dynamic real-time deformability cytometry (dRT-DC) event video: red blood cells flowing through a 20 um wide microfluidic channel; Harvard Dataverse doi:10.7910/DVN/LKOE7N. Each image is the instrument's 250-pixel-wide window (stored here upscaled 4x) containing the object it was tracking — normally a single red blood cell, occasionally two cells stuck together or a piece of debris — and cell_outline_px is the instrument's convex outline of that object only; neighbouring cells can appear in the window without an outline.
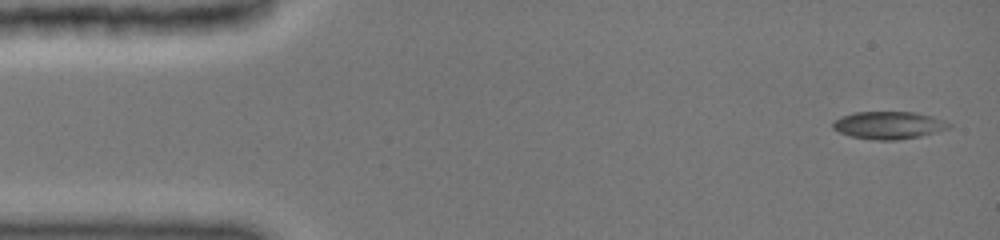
{"species": "common noctule bat (a hibernating species)", "species_latin": "Nyctalus noctula", "temperature_condition": "cold", "stored_images_in_passage": 9, "camera_frame_rate_fps": 3000, "um_per_image_px": 0.085, "animal": {"sex": "female", "body_mass_g": 19.0, "forearm_length_mm": 51.5}, "frame": {"image": 1, "passage_image": 1, "time_ms": 0.0, "image_size_px": [1000, 240], "cell_outline_px": [[952, 124], [948, 128], [936, 132], [920, 136], [896, 140], [876, 140], [848, 136], [832, 128], [832, 120], [840, 116], [852, 112], [916, 112], [932, 116], [944, 120]], "centroid_in_image_um": [75.49, 10.63], "position_along_channel_um": 9.5, "area_um2": 18.79}}
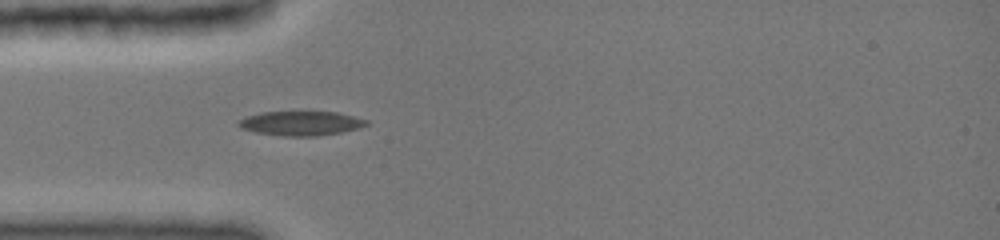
{"frame": {"image": 2, "passage_image": 6, "time_ms": 4.0, "image_size_px": [1000, 240], "cell_outline_px": [[368, 124], [360, 128], [340, 132], [316, 136], [284, 136], [256, 132], [240, 128], [236, 124], [240, 120], [248, 116], [264, 112], [336, 112], [368, 120]], "centroid_in_image_um": [25.58, 10.48], "position_along_channel_um": 59.4, "area_um2": 17.92}}
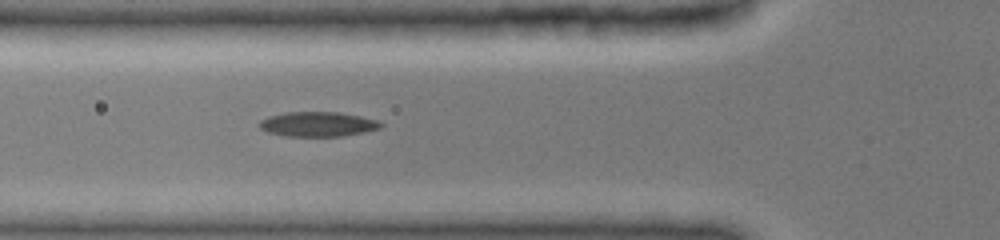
{"frame": {"image": 3, "passage_image": 9, "time_ms": 5.0, "image_size_px": [1000, 240], "cell_outline_px": [[384, 124], [380, 128], [364, 132], [340, 136], [284, 136], [268, 132], [260, 128], [260, 120], [268, 116], [288, 112], [336, 112], [360, 116], [376, 120]], "centroid_in_image_um": [27.0, 10.55], "position_along_channel_um": 98.8, "area_um2": 17.34}}